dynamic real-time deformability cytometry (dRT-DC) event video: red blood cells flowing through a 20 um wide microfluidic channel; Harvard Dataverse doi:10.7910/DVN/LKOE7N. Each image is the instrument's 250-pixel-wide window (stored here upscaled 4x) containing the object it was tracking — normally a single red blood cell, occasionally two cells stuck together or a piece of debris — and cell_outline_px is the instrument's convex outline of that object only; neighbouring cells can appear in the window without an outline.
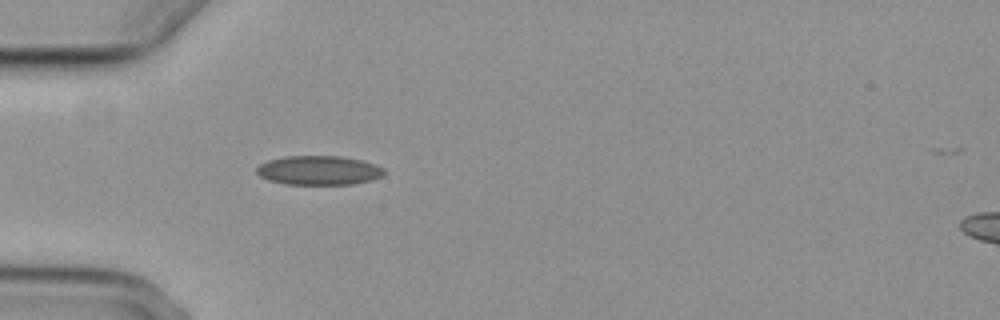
{"species": "common noctule bat (a hibernating species)", "species_latin": "Nyctalus noctula", "temperature_condition": "cold", "stored_images_in_passage": 2, "camera_frame_rate_fps": 3000, "um_per_image_px": 0.085, "animal": {"sex": "female", "body_mass_g": 29.2, "forearm_length_mm": 56.3}, "frame": {"image": 1, "passage_image": 2, "time_ms": 1.333, "image_size_px": [1000, 320], "cell_outline_px": [[384, 172], [380, 176], [372, 180], [356, 184], [284, 184], [268, 180], [260, 176], [256, 172], [256, 168], [260, 164], [268, 160], [288, 156], [340, 156], [360, 160], [376, 164], [384, 168]], "centroid_in_image_um": [27.09, 14.48], "position_along_channel_um": 57.9, "area_um2": 21.68}}